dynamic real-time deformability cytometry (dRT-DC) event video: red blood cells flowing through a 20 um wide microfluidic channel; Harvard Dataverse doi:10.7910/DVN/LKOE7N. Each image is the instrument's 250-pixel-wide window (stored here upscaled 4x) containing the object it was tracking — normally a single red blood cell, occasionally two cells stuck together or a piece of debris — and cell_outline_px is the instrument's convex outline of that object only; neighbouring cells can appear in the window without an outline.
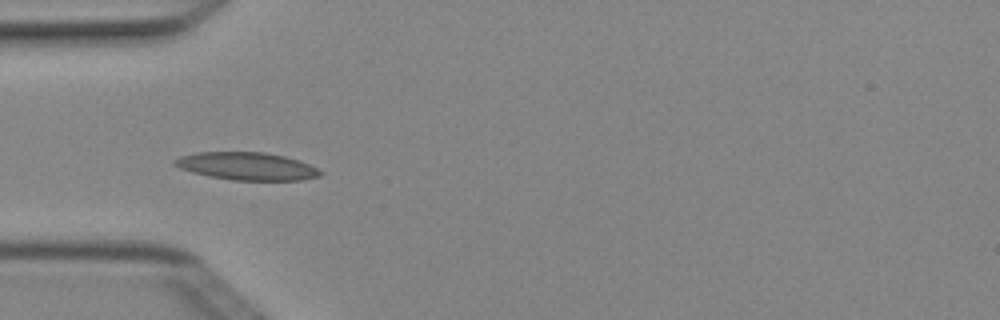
{"species": "Egyptian fruit bat (a non-hibernating species)", "species_latin": "Rousettus aegyptiacus", "temperature_condition": "cold", "stored_images_in_passage": 8, "camera_frame_rate_fps": 3000, "um_per_image_px": 0.085, "animal": {"sex": "female"}, "frame": {"image": 1, "passage_image": 5, "time_ms": 1.333, "image_size_px": [1000, 320], "cell_outline_px": [[324, 172], [320, 176], [300, 180], [232, 180], [208, 176], [192, 172], [180, 168], [172, 164], [172, 160], [180, 156], [196, 152], [264, 152], [284, 156], [300, 160]], "centroid_in_image_um": [20.96, 14.12], "position_along_channel_um": 64.0, "area_um2": 23.58}}
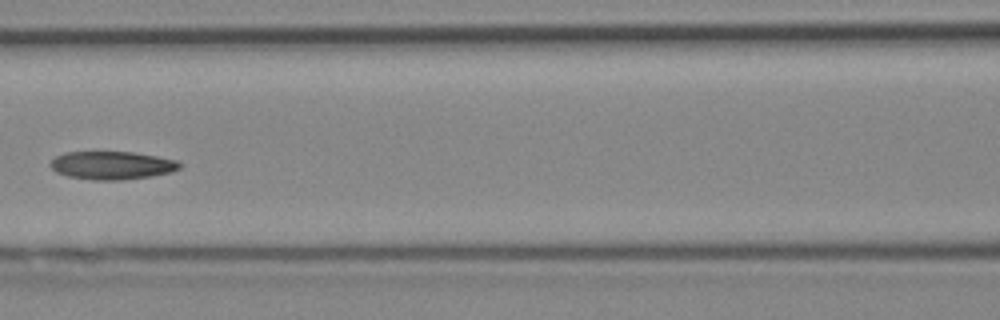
{"frame": {"image": 2, "passage_image": 7, "time_ms": 2.0, "image_size_px": [1000, 320], "cell_outline_px": [[184, 164], [180, 168], [172, 172], [152, 176], [120, 180], [92, 180], [68, 176], [56, 172], [48, 164], [56, 156], [64, 152], [132, 152], [156, 156], [176, 160]], "centroid_in_image_um": [9.53, 14.05], "position_along_channel_um": 157.1, "area_um2": 21.27}}
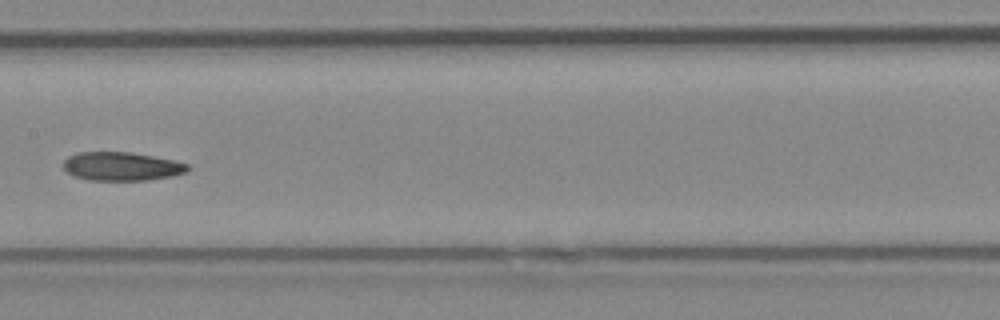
{"frame": {"image": 3, "passage_image": 8, "time_ms": 2.333, "image_size_px": [1000, 320], "cell_outline_px": [[192, 168], [188, 172], [172, 176], [148, 180], [88, 180], [76, 176], [68, 172], [64, 168], [64, 160], [68, 156], [76, 152], [128, 152], [176, 160], [188, 164]], "centroid_in_image_um": [10.39, 14.14], "position_along_channel_um": 197.0, "area_um2": 20.81}}